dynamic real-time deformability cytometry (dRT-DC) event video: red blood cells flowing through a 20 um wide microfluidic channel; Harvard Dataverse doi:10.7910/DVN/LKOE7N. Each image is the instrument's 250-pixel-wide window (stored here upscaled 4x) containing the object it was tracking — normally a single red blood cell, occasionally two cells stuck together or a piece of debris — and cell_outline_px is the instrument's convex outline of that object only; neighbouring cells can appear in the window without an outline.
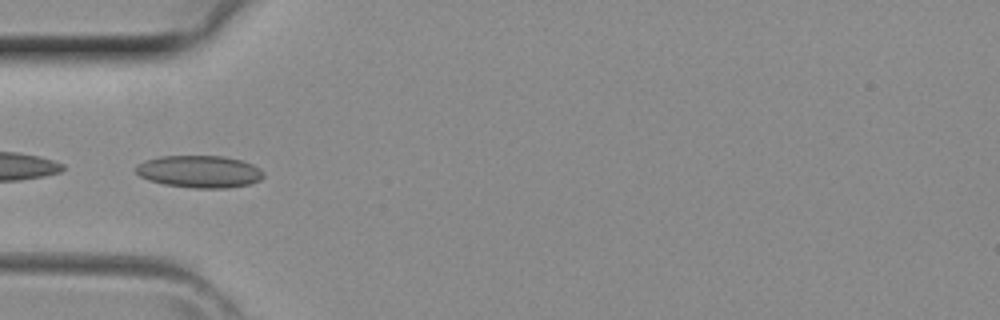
{"species": "common noctule bat (a hibernating species)", "species_latin": "Nyctalus noctula", "temperature_condition": "room temperature", "stored_images_in_passage": 40, "camera_frame_rate_fps": 3000, "um_per_image_px": 0.085, "animal": {"sex": "female", "body_mass_g": 29.2, "forearm_length_mm": 56.3}, "frame": {"image": 1, "passage_image": 12, "time_ms": 3.667, "image_size_px": [1000, 320], "cell_outline_px": [[264, 176], [260, 180], [248, 184], [228, 188], [192, 188], [164, 184], [148, 180], [140, 176], [136, 172], [136, 164], [144, 160], [160, 156], [224, 156], [240, 160], [252, 164], [260, 168], [264, 172]], "centroid_in_image_um": [16.94, 14.58], "position_along_channel_um": 68.1, "area_um2": 24.1}}
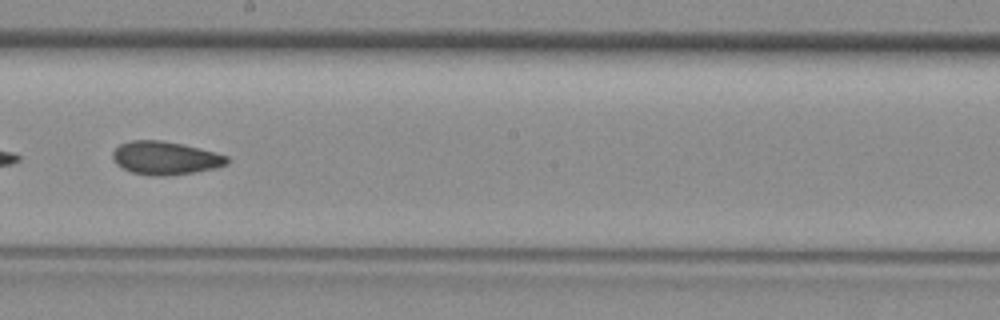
{"frame": {"image": 2, "passage_image": 22, "time_ms": 7.0, "image_size_px": [1000, 320], "cell_outline_px": [[232, 160], [228, 164], [212, 168], [192, 172], [168, 176], [152, 176], [132, 172], [116, 164], [112, 156], [112, 152], [120, 144], [132, 140], [160, 140], [200, 148], [216, 152], [228, 156]], "centroid_in_image_um": [14.06, 13.43], "position_along_channel_um": 234.1, "area_um2": 22.08}}
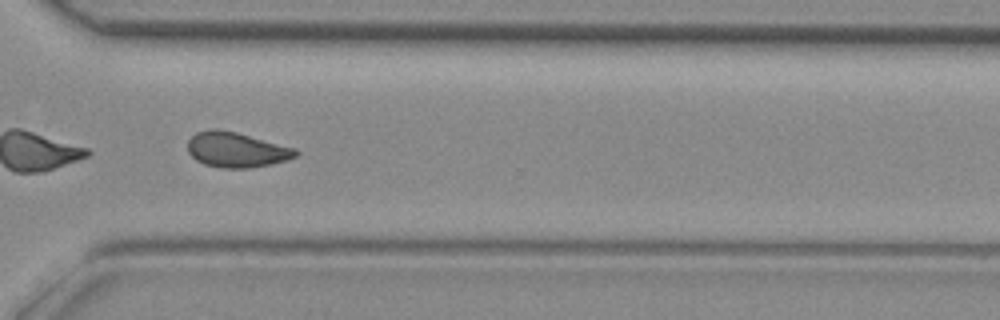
{"frame": {"image": 3, "passage_image": 29, "time_ms": 9.333, "image_size_px": [1000, 320], "cell_outline_px": [[300, 152], [296, 156], [288, 160], [272, 164], [248, 168], [220, 168], [204, 164], [196, 160], [188, 152], [188, 140], [196, 132], [212, 128], [216, 128], [236, 132], [296, 148]], "centroid_in_image_um": [20.1, 12.73], "position_along_channel_um": 350.5, "area_um2": 22.25}}